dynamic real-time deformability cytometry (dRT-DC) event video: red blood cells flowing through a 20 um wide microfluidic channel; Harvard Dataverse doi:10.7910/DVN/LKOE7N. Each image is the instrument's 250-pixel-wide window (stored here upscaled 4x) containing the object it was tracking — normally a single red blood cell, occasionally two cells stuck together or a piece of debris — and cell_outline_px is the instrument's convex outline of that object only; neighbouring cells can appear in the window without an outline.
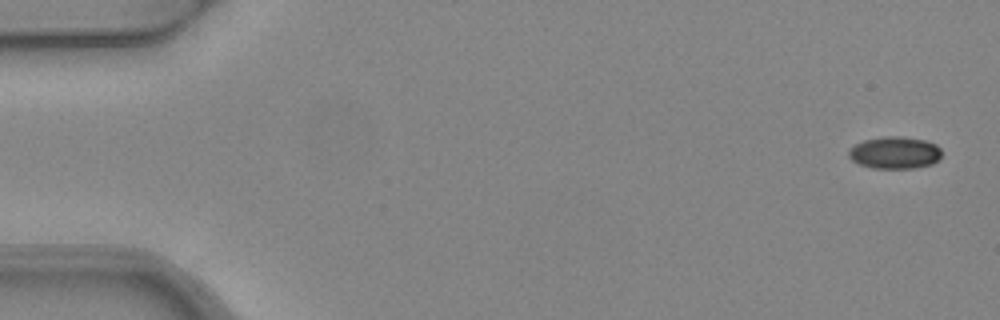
{"species": "common noctule bat (a hibernating species)", "species_latin": "Nyctalus noctula", "temperature_condition": "warm", "stored_images_in_passage": 8, "camera_frame_rate_fps": 3000, "um_per_image_px": 0.085, "animal": {"sex": "female", "body_mass_g": 24.6, "forearm_length_mm": 56.2}, "frame": {"image": 1, "passage_image": 1, "time_ms": 0.0, "image_size_px": [1000, 320], "cell_outline_px": [[940, 156], [932, 164], [912, 168], [872, 168], [860, 164], [852, 160], [848, 156], [848, 148], [864, 140], [884, 136], [900, 136], [924, 140], [936, 144], [940, 148]], "centroid_in_image_um": [76.02, 12.97], "position_along_channel_um": 9.0, "area_um2": 17.34}}
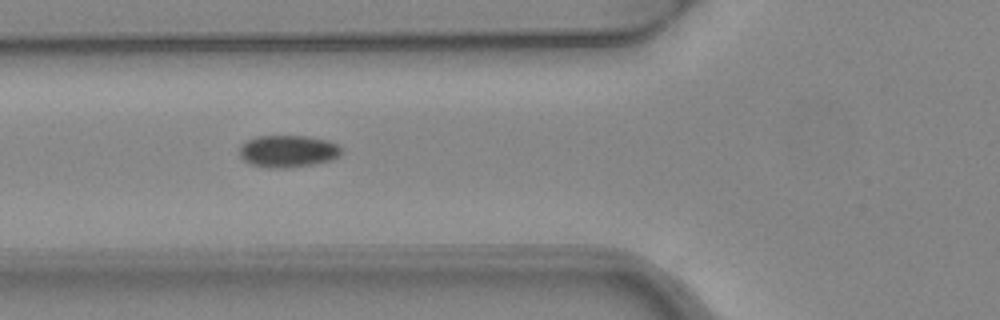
{"frame": {"image": 2, "passage_image": 6, "time_ms": 1.667, "image_size_px": [1000, 320], "cell_outline_px": [[340, 152], [332, 160], [292, 168], [268, 168], [252, 164], [244, 160], [240, 156], [240, 148], [248, 140], [256, 136], [308, 136], [328, 140], [336, 144], [340, 148]], "centroid_in_image_um": [24.47, 12.86], "position_along_channel_um": 101.3, "area_um2": 18.9}}
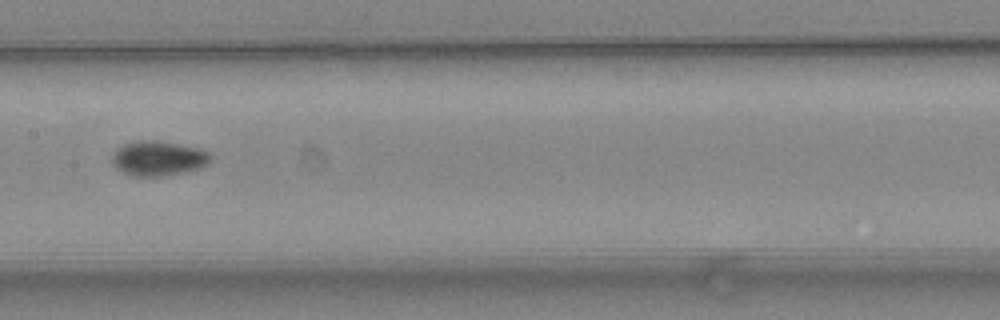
{"frame": {"image": 3, "passage_image": 8, "time_ms": 2.333, "image_size_px": [1000, 320], "cell_outline_px": [[212, 160], [208, 164], [200, 168], [160, 176], [132, 176], [116, 168], [112, 164], [112, 156], [116, 148], [124, 144], [136, 140], [156, 140], [200, 148], [208, 152], [212, 156]], "centroid_in_image_um": [13.45, 13.44], "position_along_channel_um": 194.0, "area_um2": 20.0}}